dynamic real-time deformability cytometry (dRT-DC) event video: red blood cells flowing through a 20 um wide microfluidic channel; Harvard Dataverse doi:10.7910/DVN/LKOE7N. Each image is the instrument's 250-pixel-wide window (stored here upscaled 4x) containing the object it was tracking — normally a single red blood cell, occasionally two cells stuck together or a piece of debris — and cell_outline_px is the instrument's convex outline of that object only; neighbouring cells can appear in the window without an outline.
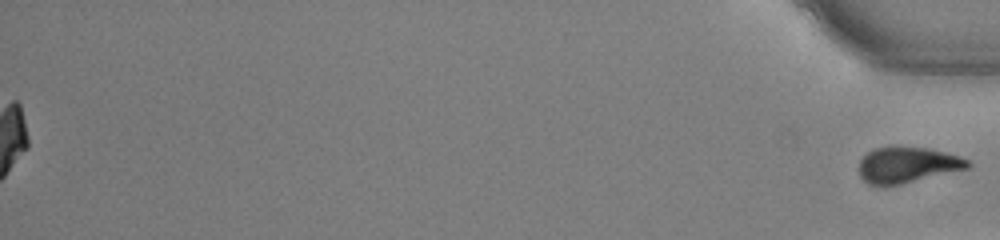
{"species": "common noctule bat (a hibernating species)", "species_latin": "Nyctalus noctula", "temperature_condition": "warm", "stored_images_in_passage": 55, "segment_of_instrument_passage": [2, 2], "camera_frame_rate_fps": 3000, "um_per_image_px": 0.085, "animal": {"sex": "male", "body_mass_g": 13.0, "forearm_length_mm": 53.1}, "frame": {"image": 1, "passage_image": 55, "time_ms": 18.0, "image_size_px": [1000, 240], "cell_outline_px": [[972, 164], [968, 168], [884, 188], [868, 184], [860, 176], [860, 160], [868, 152], [876, 148], [928, 148], [960, 156], [968, 160]], "centroid_in_image_um": [77.12, 14.06], "position_along_channel_um": 358.1, "area_um2": 22.48}}